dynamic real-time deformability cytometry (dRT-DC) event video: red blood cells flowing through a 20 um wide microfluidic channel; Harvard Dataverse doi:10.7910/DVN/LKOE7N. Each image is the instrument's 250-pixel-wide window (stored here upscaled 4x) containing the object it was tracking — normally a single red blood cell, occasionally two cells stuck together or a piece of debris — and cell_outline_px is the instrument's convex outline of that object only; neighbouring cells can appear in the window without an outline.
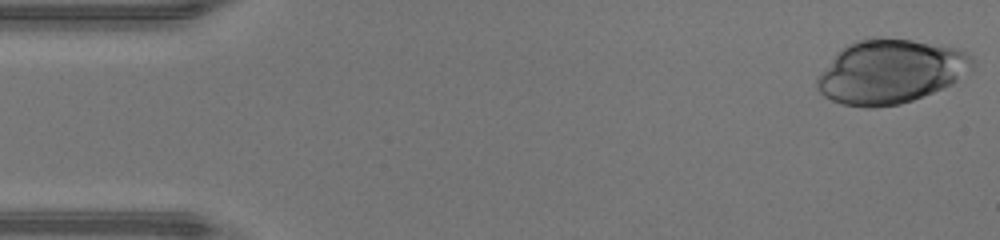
{"species": "human", "species_latin": "Homo sapiens", "temperature_condition": "warm", "stored_images_in_passage": 41, "camera_frame_rate_fps": 3000, "um_per_image_px": 0.085, "donor": {"sex": "male"}, "frame": {"image": 1, "passage_image": 1, "time_ms": 0.0, "image_size_px": [1000, 240], "cell_outline_px": [[972, 68], [952, 84], [912, 100], [900, 104], [872, 108], [864, 108], [840, 104], [824, 96], [816, 88], [816, 80], [836, 52], [840, 48], [856, 40], [880, 36], [912, 40], [964, 48], [972, 56]], "centroid_in_image_um": [75.68, 6.06], "position_along_channel_um": 9.3, "area_um2": 58.38}}
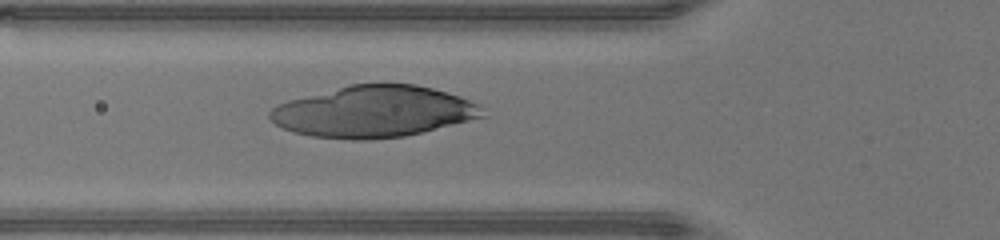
{"frame": {"image": 2, "passage_image": 16, "time_ms": 5.0, "image_size_px": [1000, 240], "cell_outline_px": [[488, 116], [404, 136], [372, 140], [352, 140], [312, 136], [292, 132], [276, 124], [268, 116], [268, 112], [276, 104], [288, 100], [348, 84], [416, 84], [432, 88], [460, 96], [476, 104]], "centroid_in_image_um": [31.72, 9.49], "position_along_channel_um": 94.1, "area_um2": 63.7}}
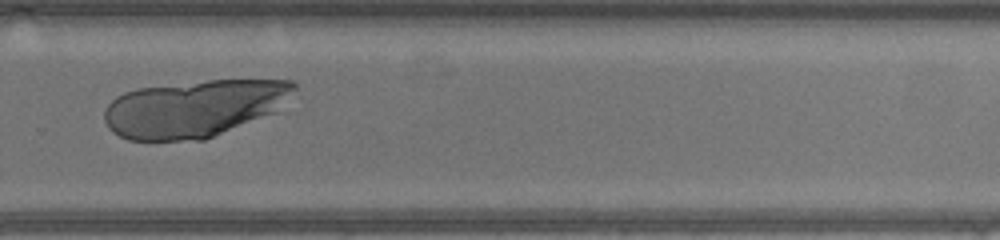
{"frame": {"image": 3, "passage_image": 31, "time_ms": 10.0, "image_size_px": [1000, 240], "cell_outline_px": [[296, 88], [276, 112], [204, 140], [128, 140], [112, 132], [108, 128], [104, 120], [104, 112], [108, 104], [116, 96], [124, 92], [136, 88], [208, 80], [292, 80], [296, 84]], "centroid_in_image_um": [16.47, 9.22], "position_along_channel_um": 313.3, "area_um2": 63.18}}